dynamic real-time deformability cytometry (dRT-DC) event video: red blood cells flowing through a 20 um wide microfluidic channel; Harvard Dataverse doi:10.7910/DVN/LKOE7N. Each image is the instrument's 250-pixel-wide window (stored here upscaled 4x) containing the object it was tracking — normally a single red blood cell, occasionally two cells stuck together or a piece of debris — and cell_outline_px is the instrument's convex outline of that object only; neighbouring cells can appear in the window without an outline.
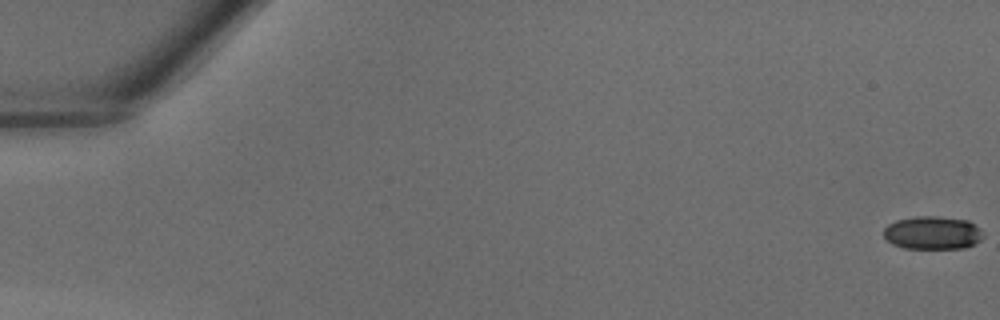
{"species": "common noctule bat (a hibernating species)", "species_latin": "Nyctalus noctula", "temperature_condition": "warm", "stored_images_in_passage": 41, "camera_frame_rate_fps": 3000, "um_per_image_px": 0.085, "animal": {"sex": "male", "body_mass_g": 18.8}, "frame": {"image": 1, "passage_image": 1, "time_ms": 0.0, "image_size_px": [1000, 320], "cell_outline_px": [[984, 236], [980, 240], [964, 248], [904, 248], [892, 244], [884, 236], [884, 228], [888, 224], [896, 220], [916, 216], [940, 216], [968, 220], [980, 228]], "centroid_in_image_um": [79.27, 19.77], "position_along_channel_um": 5.7, "area_um2": 19.25}}
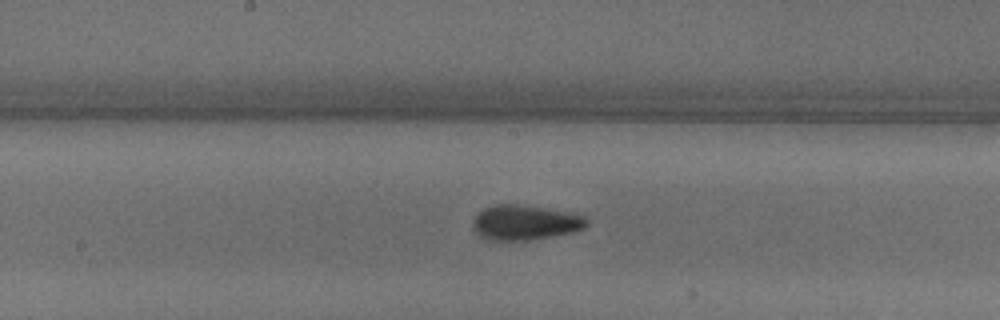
{"frame": {"image": 2, "passage_image": 23, "time_ms": 7.333, "image_size_px": [1000, 320], "cell_outline_px": [[588, 224], [584, 228], [572, 232], [528, 240], [488, 240], [480, 236], [476, 232], [472, 224], [476, 216], [484, 208], [492, 204], [516, 204], [544, 208], [568, 212], [588, 216]], "centroid_in_image_um": [44.64, 18.91], "position_along_channel_um": 203.6, "area_um2": 23.06}}
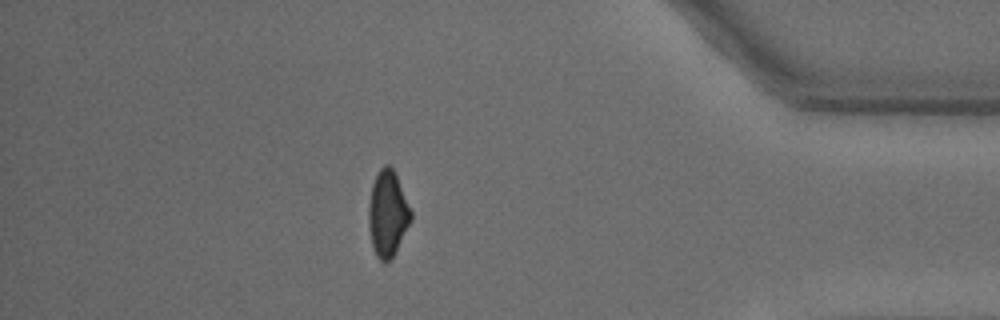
{"frame": {"image": 3, "passage_image": 37, "time_ms": 12.0, "image_size_px": [1000, 320], "cell_outline_px": [[412, 220], [396, 252], [388, 264], [384, 264], [376, 256], [372, 248], [368, 224], [368, 208], [372, 184], [380, 168], [384, 164], [388, 164], [396, 172], [412, 212]], "centroid_in_image_um": [32.96, 18.19], "position_along_channel_um": 402.2, "area_um2": 21.68}}